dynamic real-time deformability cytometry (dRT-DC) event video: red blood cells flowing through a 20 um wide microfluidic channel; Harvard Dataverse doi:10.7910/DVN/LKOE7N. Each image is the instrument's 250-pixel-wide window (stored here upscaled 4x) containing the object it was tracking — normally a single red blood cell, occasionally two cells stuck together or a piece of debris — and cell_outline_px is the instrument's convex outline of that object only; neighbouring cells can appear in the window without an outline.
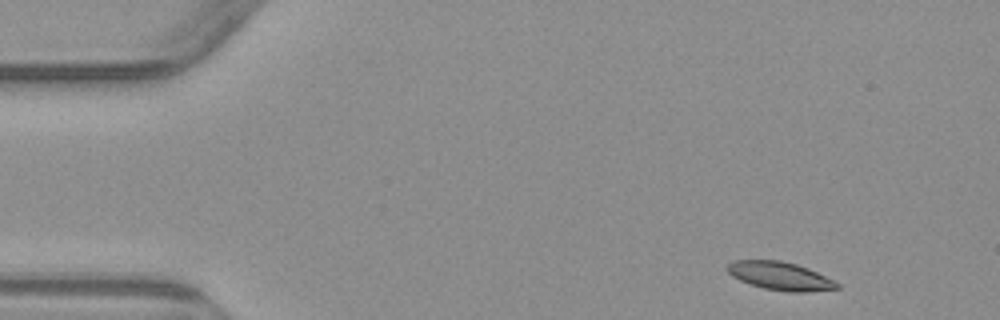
{"species": "common noctule bat (a hibernating species)", "species_latin": "Nyctalus noctula", "temperature_condition": "warm", "stored_images_in_passage": 5, "camera_frame_rate_fps": 3000, "um_per_image_px": 0.085, "animal": {"sex": "male", "body_mass_g": 23.1, "forearm_length_mm": 52.7}, "frame": {"image": 1, "passage_image": 1, "time_ms": 0.0, "image_size_px": [1000, 320], "cell_outline_px": [[840, 288], [804, 292], [788, 292], [764, 288], [740, 280], [732, 276], [728, 272], [728, 264], [732, 260], [780, 260], [796, 264], [808, 268], [836, 280], [840, 284]], "centroid_in_image_um": [66.36, 23.45], "position_along_channel_um": 18.6, "area_um2": 18.03}}
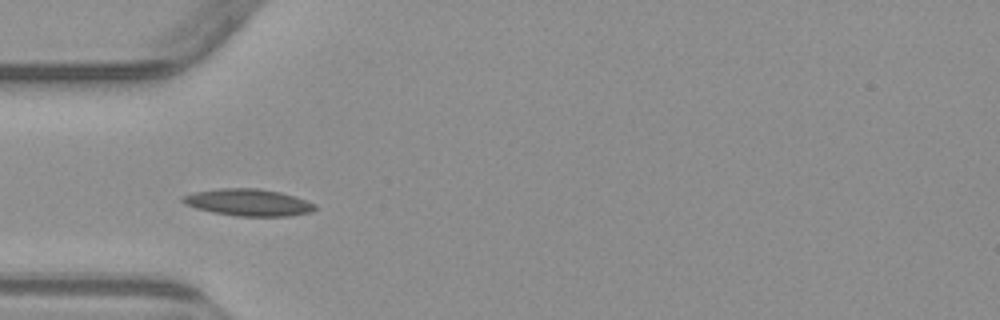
{"frame": {"image": 2, "passage_image": 4, "time_ms": 3.667, "image_size_px": [1000, 320], "cell_outline_px": [[316, 208], [312, 212], [288, 216], [236, 216], [212, 212], [196, 208], [184, 204], [180, 200], [180, 196], [192, 192], [220, 188], [260, 188], [280, 192], [316, 204]], "centroid_in_image_um": [21.05, 17.2], "position_along_channel_um": 64.0, "area_um2": 20.87}}
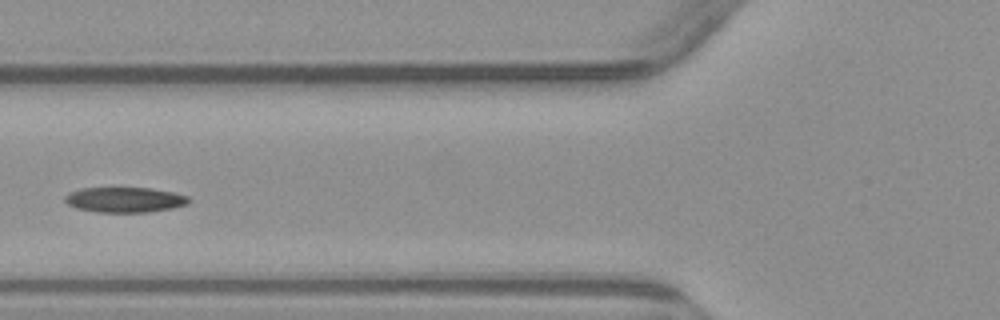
{"frame": {"image": 3, "passage_image": 5, "time_ms": 5.0, "image_size_px": [1000, 320], "cell_outline_px": [[192, 200], [188, 204], [176, 208], [148, 212], [96, 212], [76, 208], [68, 204], [64, 200], [64, 196], [68, 192], [80, 188], [152, 188], [172, 192], [188, 196]], "centroid_in_image_um": [10.62, 16.98], "position_along_channel_um": 115.2, "area_um2": 18.44}}